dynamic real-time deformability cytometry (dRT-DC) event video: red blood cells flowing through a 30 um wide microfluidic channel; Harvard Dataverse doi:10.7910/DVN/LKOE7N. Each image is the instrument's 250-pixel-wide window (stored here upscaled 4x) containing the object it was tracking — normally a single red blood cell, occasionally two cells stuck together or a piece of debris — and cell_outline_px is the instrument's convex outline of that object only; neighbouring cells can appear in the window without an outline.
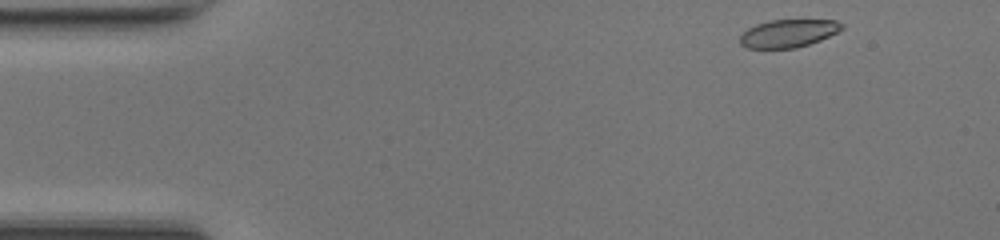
{"species": "common noctule bat (a hibernating species)", "species_latin": "Nyctalus noctula", "temperature_condition": "room temperature", "stored_images_in_passage": 45, "camera_frame_rate_fps": 3000, "um_per_image_px": 0.085, "animal": {"sex": "female", "body_mass_g": 17.0, "forearm_length_mm": 48.0}, "frame": {"image": 1, "passage_image": 1, "time_ms": 0.0, "image_size_px": [1000, 240], "cell_outline_px": [[844, 28], [820, 40], [796, 48], [748, 48], [740, 44], [740, 36], [748, 28], [756, 24], [772, 20], [836, 20], [844, 24]], "centroid_in_image_um": [67.01, 2.83], "position_along_channel_um": 18.0, "area_um2": 16.42}}
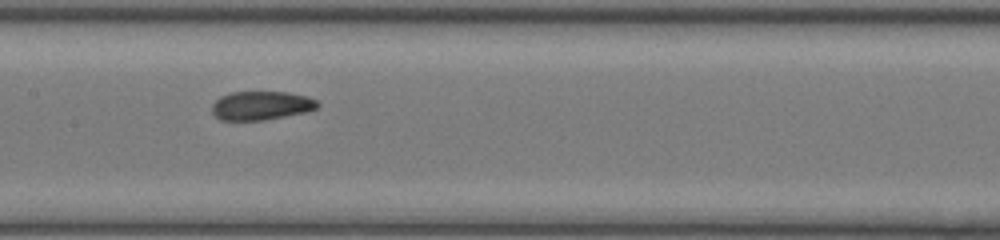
{"frame": {"image": 2, "passage_image": 20, "time_ms": 6.333, "image_size_px": [1000, 240], "cell_outline_px": [[320, 104], [316, 108], [304, 112], [264, 120], [220, 120], [212, 112], [212, 104], [220, 96], [232, 92], [288, 92], [308, 96], [316, 100]], "centroid_in_image_um": [22.19, 8.96], "position_along_channel_um": 185.2, "area_um2": 17.63}}
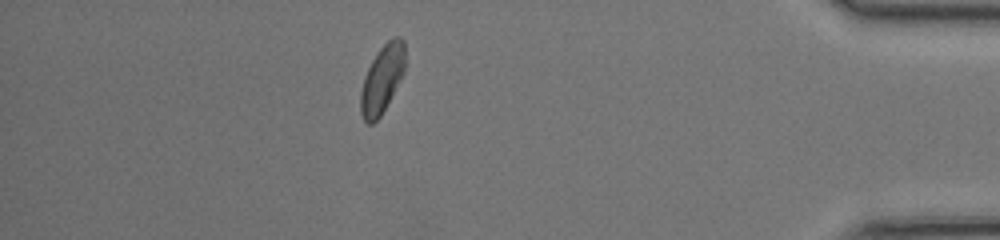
{"frame": {"image": 3, "passage_image": 39, "time_ms": 12.667, "image_size_px": [1000, 240], "cell_outline_px": [[404, 72], [400, 80], [380, 116], [372, 124], [368, 124], [364, 120], [360, 112], [360, 92], [364, 76], [372, 60], [380, 48], [392, 36], [400, 36], [404, 40]], "centroid_in_image_um": [32.47, 6.7], "position_along_channel_um": 402.7, "area_um2": 17.46}, "authors_computed_cell_mechanics": {"area_um2": 18.0914, "velocity_mm_per_s": 4.2, "shape_relaxation_time_tau1_ms": 3.8245, "shape_relaxation_time_tau2_ms": 1.8469, "deformation_change_tau1": 0.1467, "deformation_change_tau2": 0.0724}}